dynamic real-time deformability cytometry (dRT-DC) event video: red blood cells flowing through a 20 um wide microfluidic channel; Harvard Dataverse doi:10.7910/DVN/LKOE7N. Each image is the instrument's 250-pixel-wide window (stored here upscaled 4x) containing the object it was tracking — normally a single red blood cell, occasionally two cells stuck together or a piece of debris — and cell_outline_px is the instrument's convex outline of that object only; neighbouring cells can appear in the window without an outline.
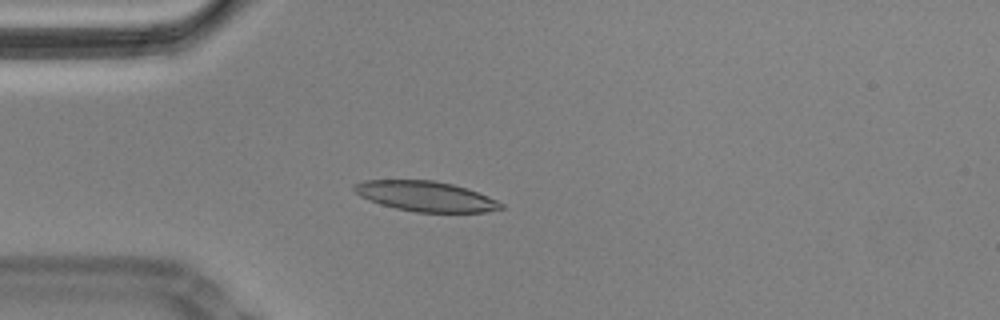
{"species": "Egyptian fruit bat (a non-hibernating species)", "species_latin": "Rousettus aegyptiacus", "temperature_condition": "cold", "stored_images_in_passage": 42, "camera_frame_rate_fps": 3000, "um_per_image_px": 0.085, "animal": {"sex": "male"}, "frame": {"image": 1, "passage_image": 4, "time_ms": 1.0, "image_size_px": [1000, 320], "cell_outline_px": [[504, 208], [484, 212], [416, 212], [396, 208], [380, 204], [368, 200], [360, 196], [352, 188], [352, 184], [364, 180], [432, 180], [452, 184], [488, 196], [504, 204]], "centroid_in_image_um": [36.14, 16.68], "position_along_channel_um": 48.9, "area_um2": 25.66}}
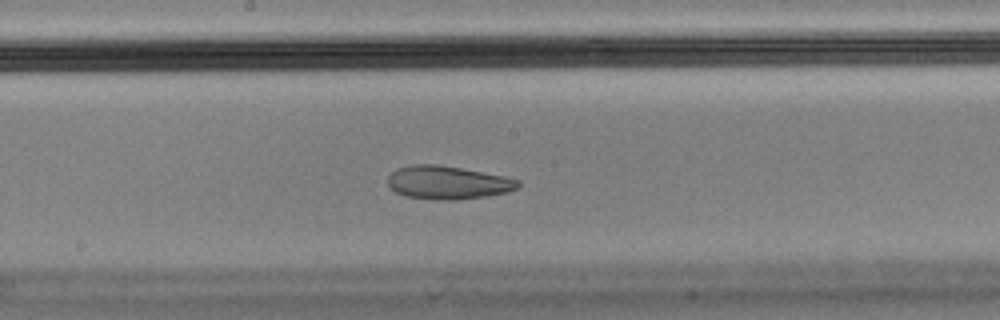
{"frame": {"image": 2, "passage_image": 19, "time_ms": 6.0, "image_size_px": [1000, 320], "cell_outline_px": [[520, 184], [516, 188], [504, 192], [484, 196], [456, 200], [440, 200], [404, 196], [396, 192], [388, 184], [388, 176], [396, 168], [412, 164], [436, 164], [460, 168], [504, 176], [520, 180]], "centroid_in_image_um": [38.01, 15.51], "position_along_channel_um": 210.2, "area_um2": 25.03}}
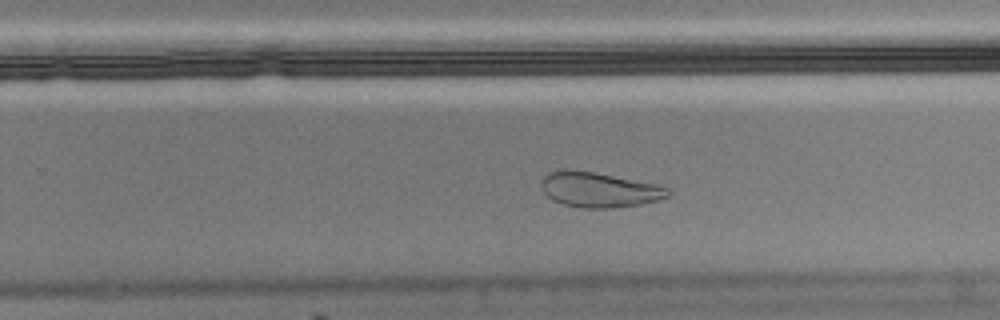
{"frame": {"image": 3, "passage_image": 25, "time_ms": 8.0, "image_size_px": [1000, 320], "cell_outline_px": [[672, 192], [668, 196], [656, 200], [640, 204], [608, 208], [580, 208], [564, 204], [552, 200], [544, 192], [540, 184], [540, 180], [548, 172], [564, 168], [592, 172], [656, 184], [668, 188]], "centroid_in_image_um": [50.87, 16.12], "position_along_channel_um": 278.9, "area_um2": 25.78}, "authors_computed_cell_mechanics": {"area_um2": 26.0967, "velocity_mm_per_s": 3.4487, "shape_relaxation_time_tau1_ms": null, "shape_relaxation_time_tau2_ms": 2.7722, "deformation_change_tau1": null, "deformation_change_tau2": 0.0814}}